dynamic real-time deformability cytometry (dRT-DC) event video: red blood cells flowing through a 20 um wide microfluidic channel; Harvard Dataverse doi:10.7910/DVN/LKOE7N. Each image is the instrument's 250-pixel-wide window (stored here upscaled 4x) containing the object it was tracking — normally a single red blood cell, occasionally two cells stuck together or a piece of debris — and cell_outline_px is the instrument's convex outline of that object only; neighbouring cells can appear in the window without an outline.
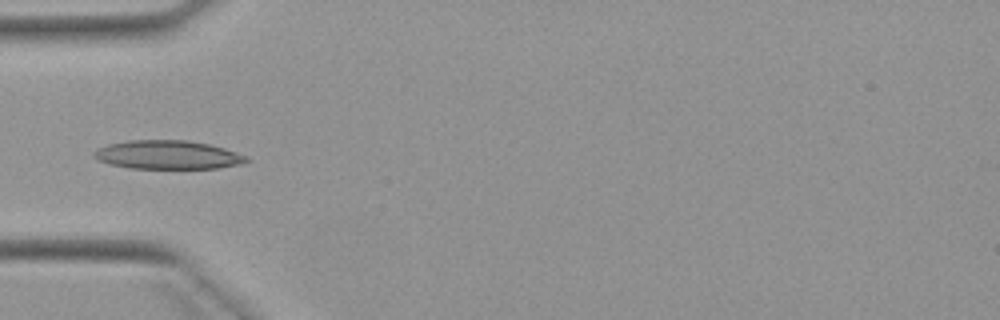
{"species": "Egyptian fruit bat (a non-hibernating species)", "species_latin": "Rousettus aegyptiacus", "temperature_condition": "warm", "stored_images_in_passage": 5, "camera_frame_rate_fps": 3000, "um_per_image_px": 0.085, "animal": {"sex": "female"}, "frame": {"image": 1, "passage_image": 5, "time_ms": 4.667, "image_size_px": [1000, 320], "cell_outline_px": [[252, 160], [240, 164], [216, 168], [128, 168], [108, 164], [96, 160], [92, 156], [92, 152], [96, 148], [108, 144], [128, 140], [188, 140], [208, 144], [224, 148], [248, 156]], "centroid_in_image_um": [14.21, 13.16], "position_along_channel_um": 70.8, "area_um2": 25.72}}